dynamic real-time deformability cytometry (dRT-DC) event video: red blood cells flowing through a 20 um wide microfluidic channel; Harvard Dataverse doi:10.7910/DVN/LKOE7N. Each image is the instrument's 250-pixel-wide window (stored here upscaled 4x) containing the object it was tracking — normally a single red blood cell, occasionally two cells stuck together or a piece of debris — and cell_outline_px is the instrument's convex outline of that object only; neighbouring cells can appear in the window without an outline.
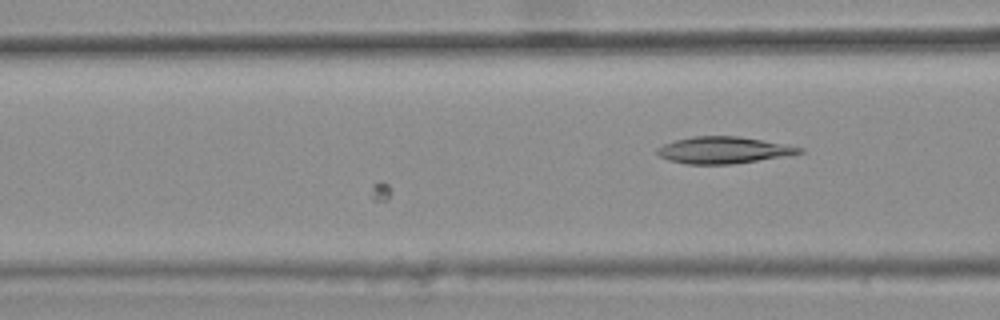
{"species": "common noctule bat (a hibernating species)", "species_latin": "Nyctalus noctula", "temperature_condition": "warm", "stored_images_in_passage": 15, "camera_frame_rate_fps": 3000, "um_per_image_px": 0.085, "animal": {"sex": "female", "body_mass_g": 25.1}, "frame": {"image": 1, "passage_image": 15, "time_ms": 4.667, "image_size_px": [1000, 320], "cell_outline_px": [[804, 152], [792, 156], [732, 164], [684, 164], [668, 160], [660, 156], [656, 152], [656, 148], [664, 144], [676, 140], [692, 136], [736, 136], [784, 144], [804, 148]], "centroid_in_image_um": [61.52, 12.77], "position_along_channel_um": 105.1, "area_um2": 22.31}}